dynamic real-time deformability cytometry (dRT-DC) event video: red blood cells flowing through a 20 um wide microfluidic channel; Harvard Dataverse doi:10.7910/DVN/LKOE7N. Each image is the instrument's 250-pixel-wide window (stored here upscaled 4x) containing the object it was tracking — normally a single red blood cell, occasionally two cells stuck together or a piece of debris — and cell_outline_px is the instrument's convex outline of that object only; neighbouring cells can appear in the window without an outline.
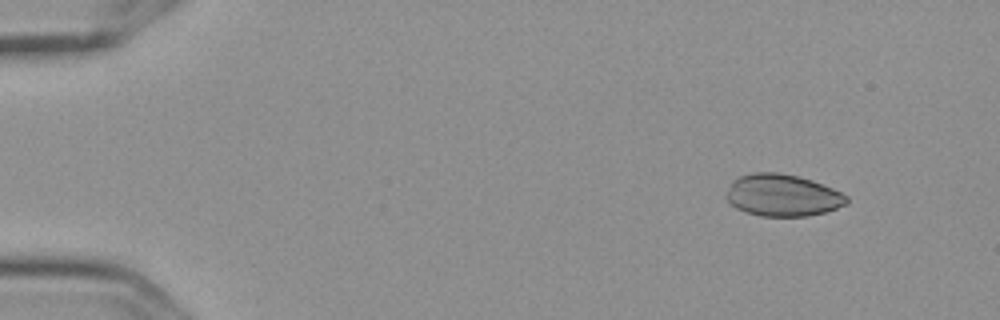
{"species": "Egyptian fruit bat (a non-hibernating species)", "species_latin": "Rousettus aegyptiacus", "temperature_condition": "cold", "stored_images_in_passage": 5, "camera_frame_rate_fps": 3000, "um_per_image_px": 0.085, "frame": {"image": 1, "passage_image": 2, "time_ms": 0.333, "image_size_px": [1000, 320], "cell_outline_px": [[848, 204], [824, 212], [808, 216], [760, 216], [744, 212], [736, 208], [724, 196], [732, 180], [740, 176], [752, 172], [780, 172], [800, 176], [824, 184], [848, 196]], "centroid_in_image_um": [66.5, 16.59], "position_along_channel_um": 18.5, "area_um2": 29.77}}
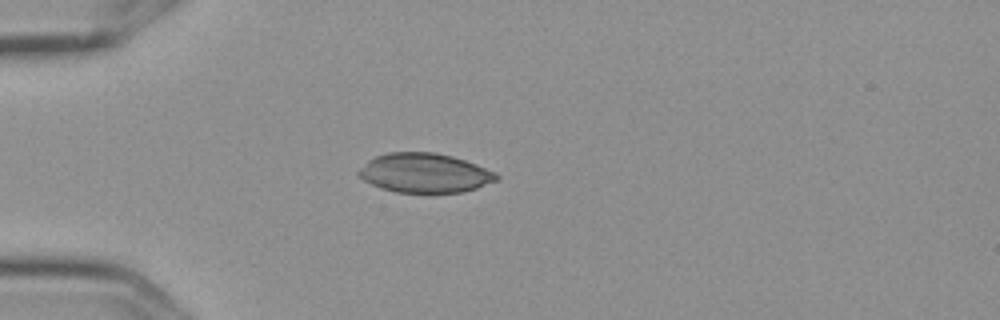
{"frame": {"image": 2, "passage_image": 5, "time_ms": 1.333, "image_size_px": [1000, 320], "cell_outline_px": [[500, 180], [476, 188], [460, 192], [396, 192], [380, 188], [364, 180], [356, 172], [368, 160], [376, 156], [388, 152], [436, 152], [452, 156], [476, 164], [496, 172], [500, 176]], "centroid_in_image_um": [36.12, 14.69], "position_along_channel_um": 48.9, "area_um2": 31.62}}